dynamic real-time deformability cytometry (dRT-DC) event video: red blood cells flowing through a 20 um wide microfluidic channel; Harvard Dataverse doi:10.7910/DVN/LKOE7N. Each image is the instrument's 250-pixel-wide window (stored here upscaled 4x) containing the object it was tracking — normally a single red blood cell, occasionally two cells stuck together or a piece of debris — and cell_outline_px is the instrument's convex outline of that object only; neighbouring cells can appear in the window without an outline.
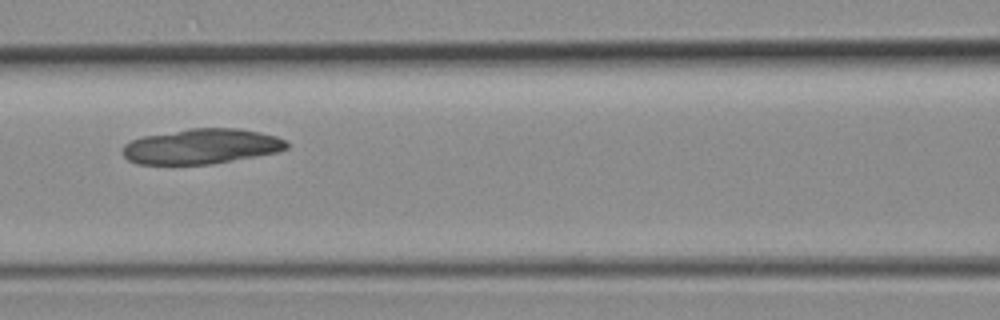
{"species": "common noctule bat (a hibernating species)", "species_latin": "Nyctalus noctula", "temperature_condition": "room temperature", "stored_images_in_passage": 28, "camera_frame_rate_fps": 3000, "um_per_image_px": 0.085, "animal": {"sex": "female", "body_mass_g": 19.3, "forearm_length_mm": 54.1}, "frame": {"image": 1, "passage_image": 10, "time_ms": 3.0, "image_size_px": [1000, 320], "cell_outline_px": [[288, 148], [276, 152], [256, 156], [208, 164], [136, 164], [128, 160], [124, 156], [124, 144], [132, 140], [144, 136], [188, 128], [240, 128], [260, 132], [276, 136], [284, 140], [288, 144]], "centroid_in_image_um": [17.12, 12.43], "position_along_channel_um": 149.5, "area_um2": 33.41}}
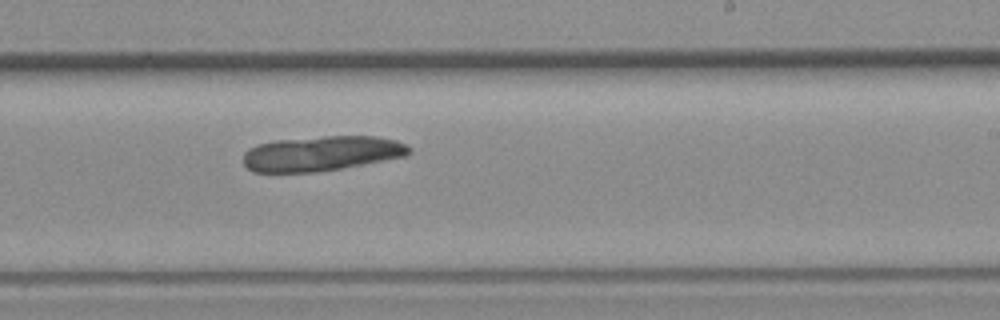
{"frame": {"image": 2, "passage_image": 17, "time_ms": 5.333, "image_size_px": [1000, 320], "cell_outline_px": [[412, 152], [404, 156], [340, 168], [316, 172], [252, 172], [244, 164], [244, 152], [248, 148], [256, 144], [276, 140], [324, 136], [376, 136], [396, 140], [412, 148]], "centroid_in_image_um": [27.3, 13.03], "position_along_channel_um": 261.7, "area_um2": 33.7}}
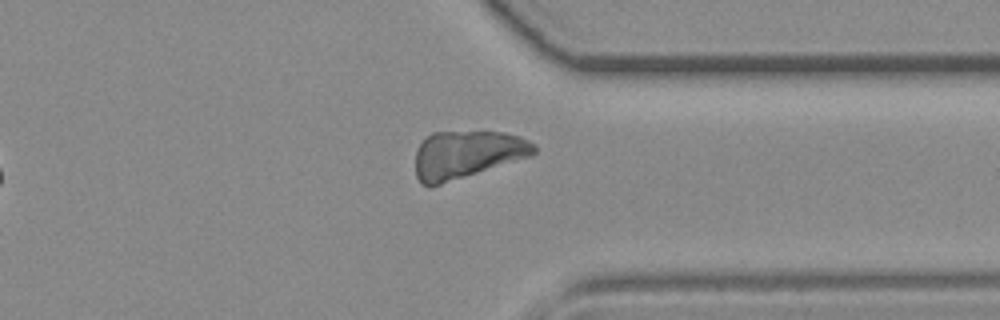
{"frame": {"image": 3, "passage_image": 24, "time_ms": 7.667, "image_size_px": [1000, 320], "cell_outline_px": [[536, 152], [532, 156], [428, 188], [420, 184], [416, 176], [416, 148], [432, 132], [504, 132], [520, 136], [536, 144]], "centroid_in_image_um": [39.69, 13.14], "position_along_channel_um": 371.7, "area_um2": 33.12}}